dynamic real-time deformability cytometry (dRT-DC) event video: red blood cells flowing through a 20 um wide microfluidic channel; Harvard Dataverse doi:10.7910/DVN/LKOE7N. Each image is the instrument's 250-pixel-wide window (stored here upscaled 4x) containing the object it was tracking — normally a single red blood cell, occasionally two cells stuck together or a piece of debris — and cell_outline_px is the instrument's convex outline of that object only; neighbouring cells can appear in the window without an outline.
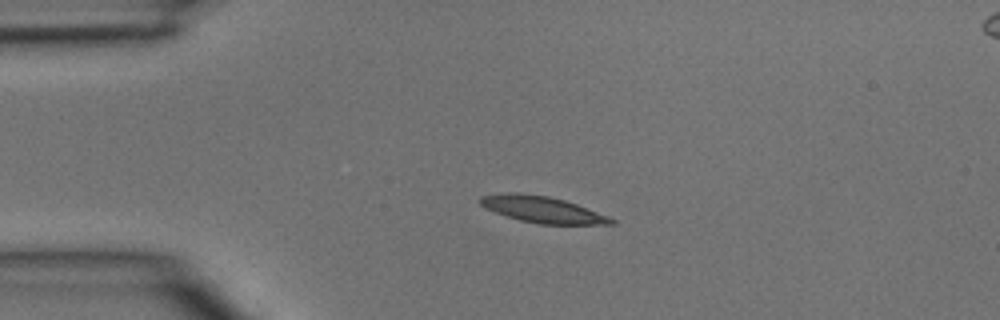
{"species": "common noctule bat (a hibernating species)", "species_latin": "Nyctalus noctula", "temperature_condition": "room temperature", "stored_images_in_passage": 4, "camera_frame_rate_fps": 3000, "um_per_image_px": 0.085, "animal": {"sex": "male", "body_mass_g": 15.6}, "frame": {"image": 1, "passage_image": 3, "time_ms": 0.667, "image_size_px": [1000, 320], "cell_outline_px": [[616, 224], [540, 224], [520, 220], [496, 212], [480, 204], [476, 200], [480, 196], [508, 192], [516, 192], [548, 196], [564, 200], [576, 204], [608, 216], [616, 220]], "centroid_in_image_um": [46.09, 17.8], "position_along_channel_um": 38.9, "area_um2": 19.94}}